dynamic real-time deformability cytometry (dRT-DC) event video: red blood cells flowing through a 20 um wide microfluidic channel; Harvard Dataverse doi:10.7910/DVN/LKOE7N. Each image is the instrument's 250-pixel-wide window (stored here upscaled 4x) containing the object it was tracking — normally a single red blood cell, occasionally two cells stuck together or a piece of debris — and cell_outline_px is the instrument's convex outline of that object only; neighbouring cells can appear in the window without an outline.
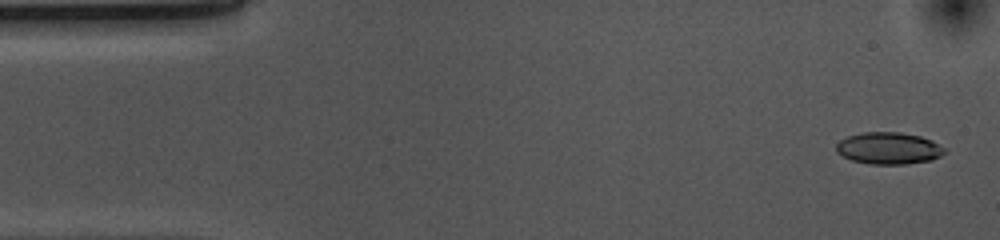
{"species": "common noctule bat (a hibernating species)", "species_latin": "Nyctalus noctula", "temperature_condition": "cold", "stored_images_in_passage": 53, "camera_frame_rate_fps": 3000, "um_per_image_px": 0.085, "animal": {"sex": "female", "body_mass_g": 10.0, "forearm_length_mm": 53.1}, "frame": {"image": 1, "passage_image": 2, "time_ms": 0.333, "image_size_px": [1000, 240], "cell_outline_px": [[944, 152], [940, 156], [932, 160], [908, 164], [868, 164], [852, 160], [836, 152], [836, 144], [840, 140], [848, 136], [864, 132], [900, 132], [920, 136], [932, 140], [944, 148]], "centroid_in_image_um": [75.53, 12.6], "position_along_channel_um": 9.5, "area_um2": 20.11}}
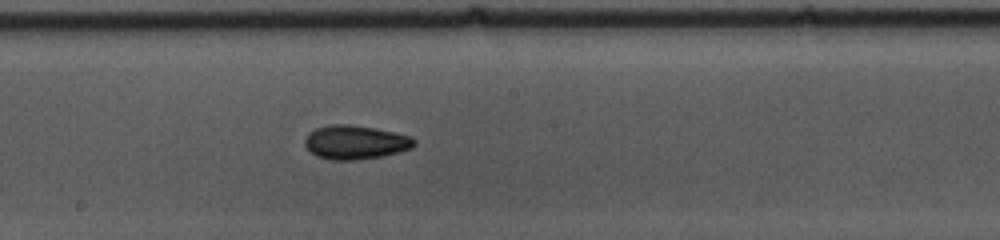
{"frame": {"image": 2, "passage_image": 27, "time_ms": 8.667, "image_size_px": [1000, 240], "cell_outline_px": [[416, 144], [412, 148], [384, 156], [352, 160], [332, 160], [316, 156], [304, 144], [304, 140], [308, 132], [316, 128], [332, 124], [348, 124], [396, 132], [412, 136], [416, 140]], "centroid_in_image_um": [30.22, 12.09], "position_along_channel_um": 218.0, "area_um2": 21.68}}
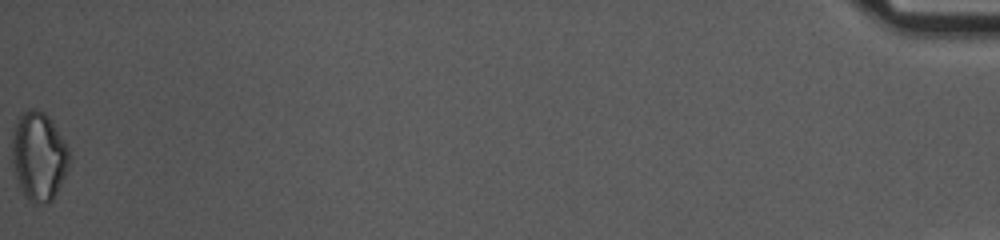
{"frame": {"image": 3, "passage_image": 53, "time_ms": 17.333, "image_size_px": [1000, 240], "cell_outline_px": [[68, 168], [52, 200], [48, 204], [36, 204], [28, 200], [20, 188], [12, 164], [12, 136], [16, 120], [20, 112], [28, 108], [36, 108], [44, 112], [48, 116], [68, 148]], "centroid_in_image_um": [3.26, 13.26], "position_along_channel_um": 431.9, "area_um2": 29.48}, "authors_computed_cell_mechanics": {"area_um2": 20.6924, "velocity_mm_per_s": 3.7162, "shape_relaxation_time_tau1_ms": 5.4057, "shape_relaxation_time_tau2_ms": null, "deformation_change_tau1": 0.1141, "deformation_change_tau2": null}}